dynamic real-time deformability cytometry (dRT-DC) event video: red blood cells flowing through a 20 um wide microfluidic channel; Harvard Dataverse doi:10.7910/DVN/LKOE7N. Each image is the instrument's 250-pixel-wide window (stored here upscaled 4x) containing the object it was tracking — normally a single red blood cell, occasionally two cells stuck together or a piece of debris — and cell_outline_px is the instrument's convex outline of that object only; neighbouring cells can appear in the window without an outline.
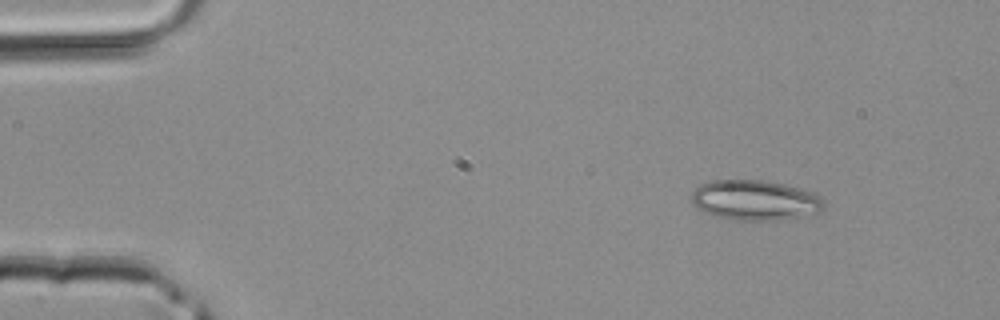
{"species": "common noctule bat (a hibernating species)", "species_latin": "Nyctalus noctula", "temperature_condition": "room temperature", "stored_images_in_passage": 43, "camera_frame_rate_fps": 3000, "um_per_image_px": 0.085, "animal": {"sex": "male", "body_mass_g": 20.4}, "frame": {"image": 1, "passage_image": 5, "time_ms": 1.333, "image_size_px": [1000, 320], "cell_outline_px": [[824, 208], [820, 212], [800, 216], [776, 220], [736, 220], [712, 216], [696, 208], [692, 204], [692, 192], [700, 184], [712, 180], [764, 180], [784, 184], [812, 192], [824, 200]], "centroid_in_image_um": [64.14, 17.02], "position_along_channel_um": 20.9, "area_um2": 31.04}}
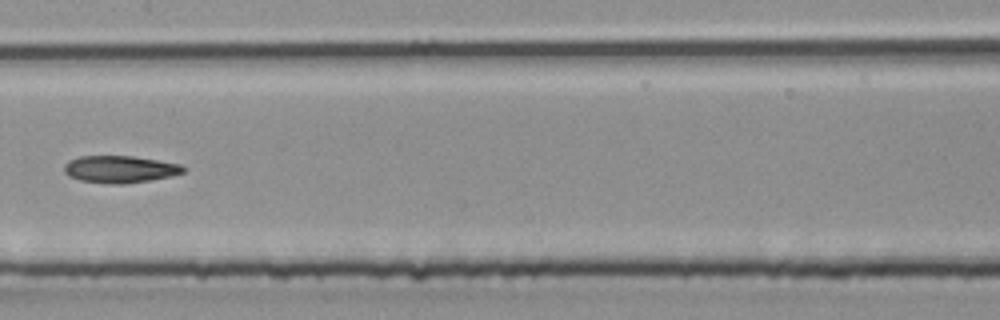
{"frame": {"image": 2, "passage_image": 22, "time_ms": 7.0, "image_size_px": [1000, 320], "cell_outline_px": [[188, 168], [184, 172], [172, 176], [124, 184], [108, 184], [80, 180], [68, 176], [64, 172], [64, 164], [68, 160], [80, 156], [132, 156], [180, 164]], "centroid_in_image_um": [10.18, 14.38], "position_along_channel_um": 197.2, "area_um2": 18.9}}
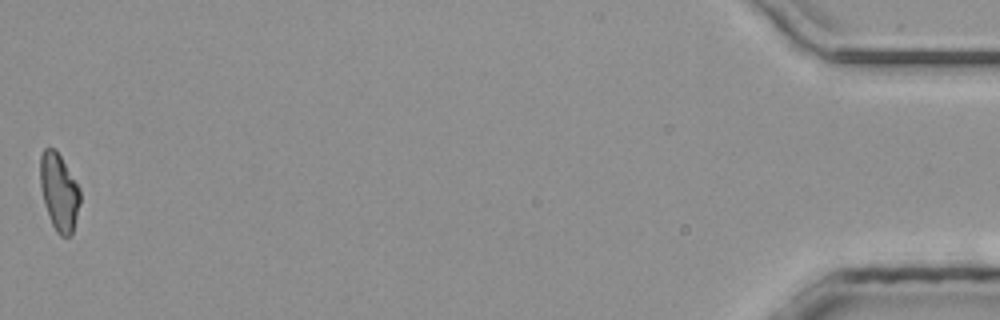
{"frame": {"image": 3, "passage_image": 43, "time_ms": 14.0, "image_size_px": [1000, 320], "cell_outline_px": [[80, 204], [72, 236], [60, 236], [56, 232], [48, 216], [44, 204], [40, 188], [40, 156], [44, 148], [56, 148], [80, 188]], "centroid_in_image_um": [5.02, 16.33], "position_along_channel_um": 430.2, "area_um2": 18.26}}